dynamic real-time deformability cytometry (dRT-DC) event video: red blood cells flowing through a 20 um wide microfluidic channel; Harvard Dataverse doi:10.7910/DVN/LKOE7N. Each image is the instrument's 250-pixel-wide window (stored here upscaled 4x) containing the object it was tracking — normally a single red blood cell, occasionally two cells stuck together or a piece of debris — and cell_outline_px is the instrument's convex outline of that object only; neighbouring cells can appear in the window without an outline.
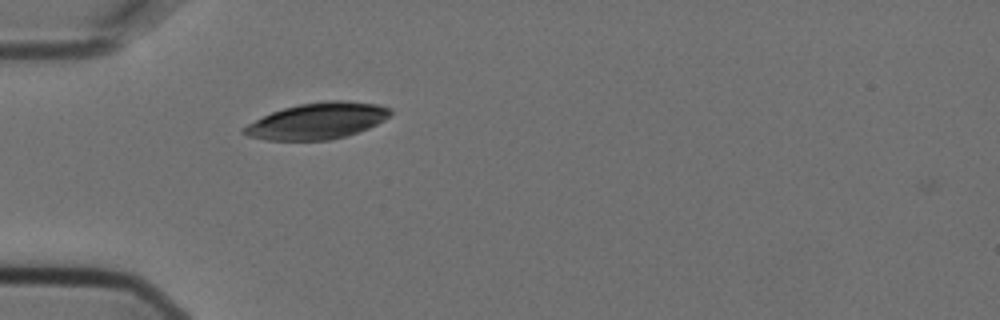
{"species": "Egyptian fruit bat (a non-hibernating species)", "species_latin": "Rousettus aegyptiacus", "temperature_condition": "cold", "stored_images_in_passage": 1, "camera_frame_rate_fps": 3000, "um_per_image_px": 0.085, "animal": {"sex": "female"}, "frame": {"image": 1, "passage_image": 1, "time_ms": 0.0, "image_size_px": [1000, 320], "cell_outline_px": [[392, 112], [384, 120], [368, 128], [344, 136], [328, 140], [268, 140], [248, 136], [240, 132], [240, 128], [272, 112], [284, 108], [300, 104], [328, 100], [344, 100], [380, 104], [392, 108]], "centroid_in_image_um": [26.98, 10.27], "position_along_channel_um": 58.0, "area_um2": 30.81}}